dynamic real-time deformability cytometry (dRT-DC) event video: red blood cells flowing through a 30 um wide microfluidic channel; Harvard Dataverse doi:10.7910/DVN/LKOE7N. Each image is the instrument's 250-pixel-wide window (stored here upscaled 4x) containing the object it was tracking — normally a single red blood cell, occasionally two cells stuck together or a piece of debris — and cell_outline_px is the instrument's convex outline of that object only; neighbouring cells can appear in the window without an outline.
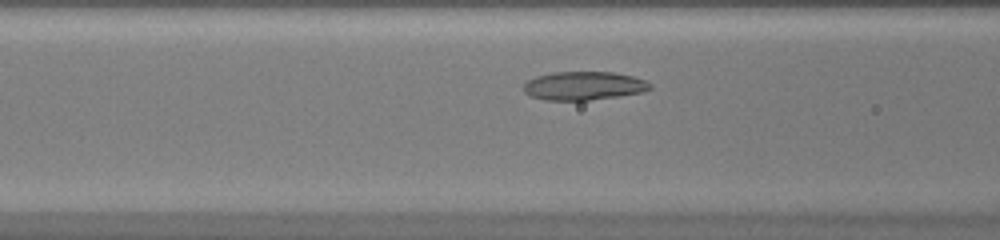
{"species": "common noctule bat (a hibernating species)", "species_latin": "Nyctalus noctula", "temperature_condition": "warm", "stored_images_in_passage": 30, "camera_frame_rate_fps": 3000, "um_per_image_px": 0.085, "animal": {"sex": "female", "body_mass_g": 20.0, "forearm_length_mm": 54.0}, "frame": {"image": 1, "passage_image": 8, "time_ms": 2.333, "image_size_px": [1000, 240], "cell_outline_px": [[652, 88], [644, 92], [620, 96], [588, 100], [544, 100], [532, 96], [524, 92], [524, 84], [528, 80], [536, 76], [552, 72], [612, 72], [632, 76], [644, 80], [652, 84]], "centroid_in_image_um": [49.63, 7.29], "position_along_channel_um": 117.0, "area_um2": 21.04}}
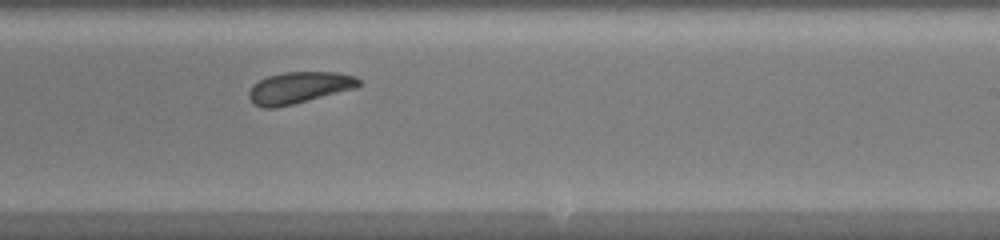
{"frame": {"image": 2, "passage_image": 18, "time_ms": 5.667, "image_size_px": [1000, 240], "cell_outline_px": [[360, 84], [356, 88], [276, 108], [264, 108], [252, 104], [248, 96], [248, 92], [252, 84], [268, 76], [284, 72], [336, 72], [356, 76], [360, 80]], "centroid_in_image_um": [25.38, 7.45], "position_along_channel_um": 263.6, "area_um2": 20.23}}
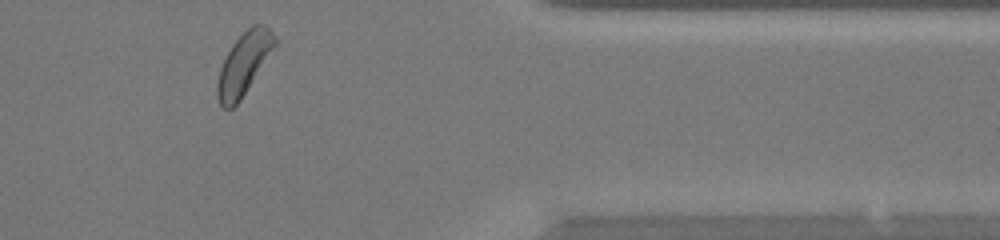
{"frame": {"image": 3, "passage_image": 28, "time_ms": 9.0, "image_size_px": [1000, 240], "cell_outline_px": [[276, 44], [240, 100], [232, 108], [224, 108], [220, 104], [216, 96], [216, 84], [220, 68], [232, 44], [252, 24], [264, 24], [276, 36]], "centroid_in_image_um": [20.7, 5.42], "position_along_channel_um": 390.7, "area_um2": 20.29}}